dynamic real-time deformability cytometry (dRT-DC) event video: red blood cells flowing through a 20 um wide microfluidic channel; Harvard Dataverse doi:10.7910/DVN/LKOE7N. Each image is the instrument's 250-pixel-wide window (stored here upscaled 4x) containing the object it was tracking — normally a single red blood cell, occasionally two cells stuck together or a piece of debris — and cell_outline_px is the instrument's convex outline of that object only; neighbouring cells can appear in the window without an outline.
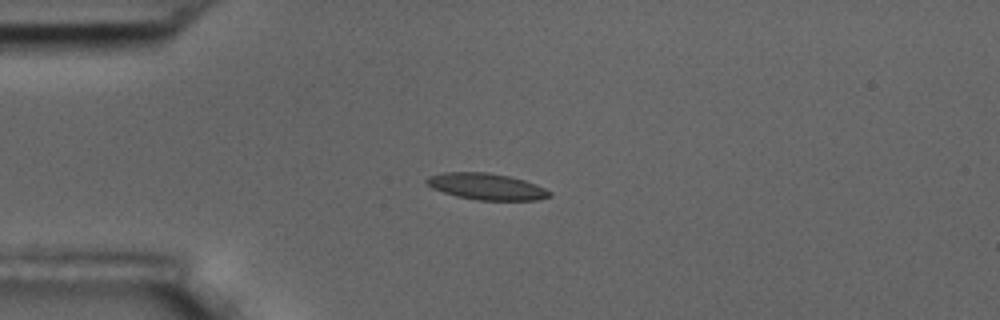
{"species": "common noctule bat (a hibernating species)", "species_latin": "Nyctalus noctula", "temperature_condition": "room temperature", "stored_images_in_passage": 14, "camera_frame_rate_fps": 3000, "um_per_image_px": 0.085, "animal": {"sex": "male", "body_mass_g": 17.5, "forearm_length_mm": 52.3}, "frame": {"image": 1, "passage_image": 3, "time_ms": 3.0, "image_size_px": [1000, 320], "cell_outline_px": [[552, 196], [536, 200], [476, 200], [456, 196], [432, 188], [424, 180], [428, 176], [444, 172], [488, 172], [508, 176], [524, 180], [536, 184], [552, 192]], "centroid_in_image_um": [41.35, 15.85], "position_along_channel_um": 43.6, "area_um2": 18.96}}
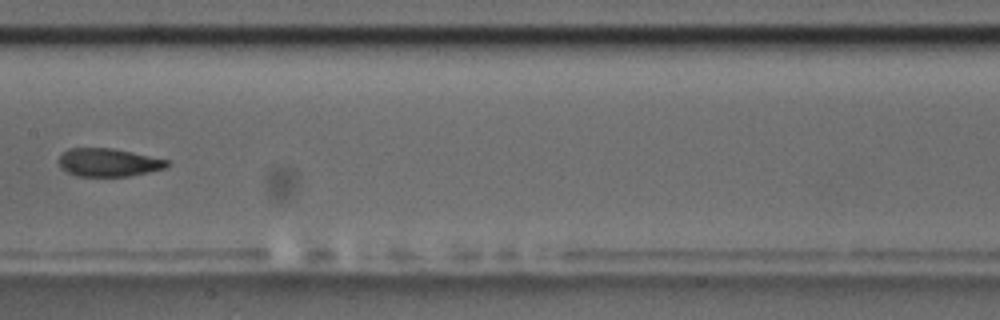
{"frame": {"image": 2, "passage_image": 7, "time_ms": 8.0, "image_size_px": [1000, 320], "cell_outline_px": [[172, 164], [164, 168], [148, 172], [128, 176], [76, 176], [60, 168], [60, 156], [68, 148], [112, 148], [132, 152], [168, 160]], "centroid_in_image_um": [9.22, 13.81], "position_along_channel_um": 198.2, "area_um2": 17.63}}
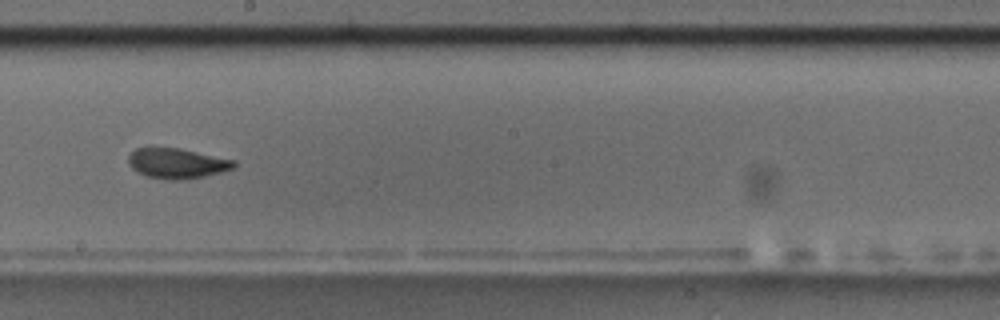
{"frame": {"image": 3, "passage_image": 8, "time_ms": 9.0, "image_size_px": [1000, 320], "cell_outline_px": [[236, 168], [204, 176], [184, 180], [172, 180], [148, 176], [136, 172], [128, 164], [128, 156], [136, 148], [180, 148], [236, 160]], "centroid_in_image_um": [15.07, 13.88], "position_along_channel_um": 233.1, "area_um2": 18.61}}